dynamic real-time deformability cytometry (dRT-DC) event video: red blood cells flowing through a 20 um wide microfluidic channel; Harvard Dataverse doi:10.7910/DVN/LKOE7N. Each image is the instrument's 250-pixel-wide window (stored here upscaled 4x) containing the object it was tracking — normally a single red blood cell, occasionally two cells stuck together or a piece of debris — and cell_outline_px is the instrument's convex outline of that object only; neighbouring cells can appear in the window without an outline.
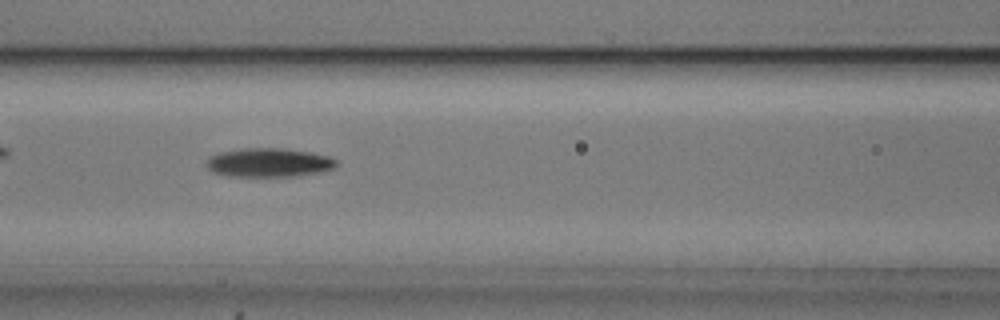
{"species": "common noctule bat (a hibernating species)", "species_latin": "Nyctalus noctula", "temperature_condition": "cold", "stored_images_in_passage": 53, "camera_frame_rate_fps": 3000, "um_per_image_px": 0.085, "animal": {"sex": "male", "body_mass_g": 20.5, "forearm_length_mm": 52.5}, "frame": {"image": 1, "passage_image": 22, "time_ms": 7.0, "image_size_px": [1000, 320], "cell_outline_px": [[340, 164], [336, 168], [320, 172], [292, 176], [228, 176], [212, 172], [208, 168], [208, 156], [220, 152], [248, 148], [280, 148], [308, 152], [332, 156]], "centroid_in_image_um": [22.9, 13.82], "position_along_channel_um": 143.7, "area_um2": 21.85}}
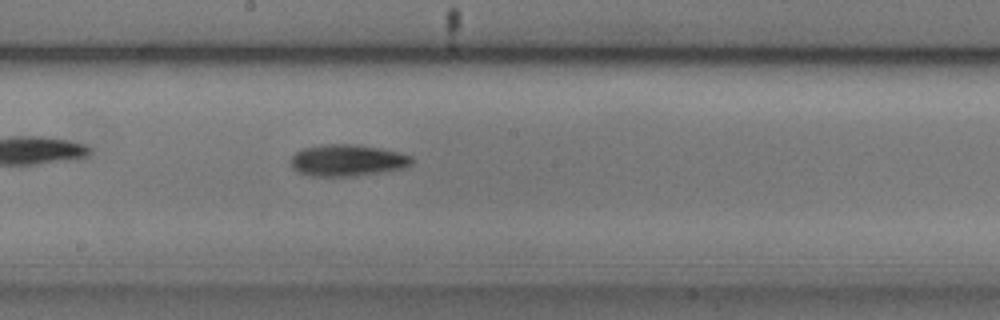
{"frame": {"image": 2, "passage_image": 28, "time_ms": 9.0, "image_size_px": [1000, 320], "cell_outline_px": [[412, 164], [404, 168], [352, 176], [312, 176], [296, 172], [292, 168], [292, 156], [300, 148], [320, 144], [356, 144], [380, 148], [412, 156]], "centroid_in_image_um": [29.48, 13.62], "position_along_channel_um": 218.7, "area_um2": 22.31}}
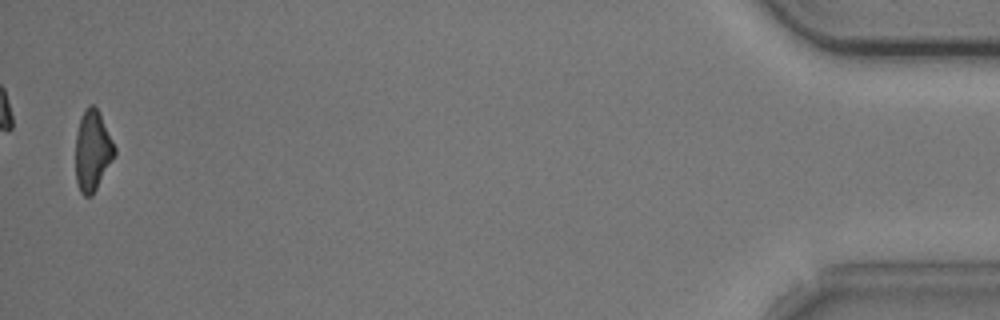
{"frame": {"image": 3, "passage_image": 52, "time_ms": 17.0, "image_size_px": [1000, 320], "cell_outline_px": [[116, 152], [112, 160], [92, 196], [84, 196], [80, 192], [76, 180], [76, 132], [80, 120], [88, 104], [92, 104], [96, 108], [116, 148]], "centroid_in_image_um": [7.85, 12.84], "position_along_channel_um": 427.4, "area_um2": 17.86}, "authors_computed_cell_mechanics": {"area_um2": 19.7098, "velocity_mm_per_s": 3.7435, "shape_relaxation_time_tau1_ms": 2.7529, "shape_relaxation_time_tau2_ms": null, "deformation_change_tau1": 0.1328, "deformation_change_tau2": null}}